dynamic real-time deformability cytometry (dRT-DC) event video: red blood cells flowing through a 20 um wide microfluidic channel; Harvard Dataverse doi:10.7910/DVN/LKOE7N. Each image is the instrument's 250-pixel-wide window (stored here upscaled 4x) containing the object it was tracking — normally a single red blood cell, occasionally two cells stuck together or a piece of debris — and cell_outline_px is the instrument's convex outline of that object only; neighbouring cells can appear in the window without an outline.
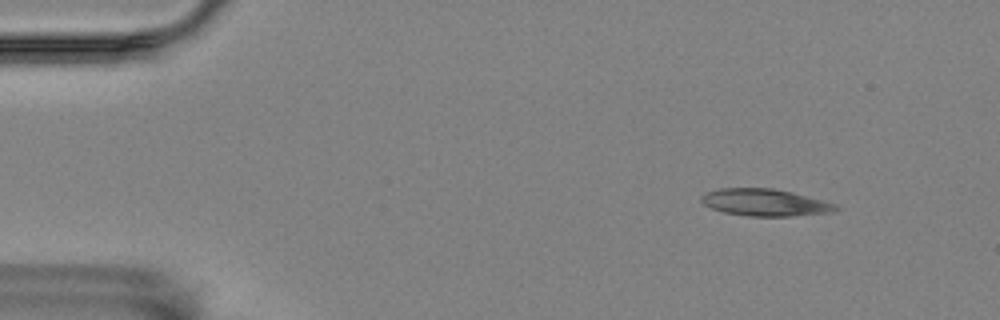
{"species": "Egyptian fruit bat (a non-hibernating species)", "species_latin": "Rousettus aegyptiacus", "temperature_condition": "room temperature", "stored_images_in_passage": 6, "camera_frame_rate_fps": 3000, "um_per_image_px": 0.085, "animal": {"sex": "female"}, "frame": {"image": 1, "passage_image": 2, "time_ms": 0.333, "image_size_px": [1000, 320], "cell_outline_px": [[840, 208], [832, 212], [792, 216], [748, 216], [724, 212], [712, 208], [704, 204], [700, 200], [700, 196], [704, 192], [720, 188], [772, 188], [792, 192], [836, 204]], "centroid_in_image_um": [64.99, 17.2], "position_along_channel_um": 20.0, "area_um2": 21.15}}